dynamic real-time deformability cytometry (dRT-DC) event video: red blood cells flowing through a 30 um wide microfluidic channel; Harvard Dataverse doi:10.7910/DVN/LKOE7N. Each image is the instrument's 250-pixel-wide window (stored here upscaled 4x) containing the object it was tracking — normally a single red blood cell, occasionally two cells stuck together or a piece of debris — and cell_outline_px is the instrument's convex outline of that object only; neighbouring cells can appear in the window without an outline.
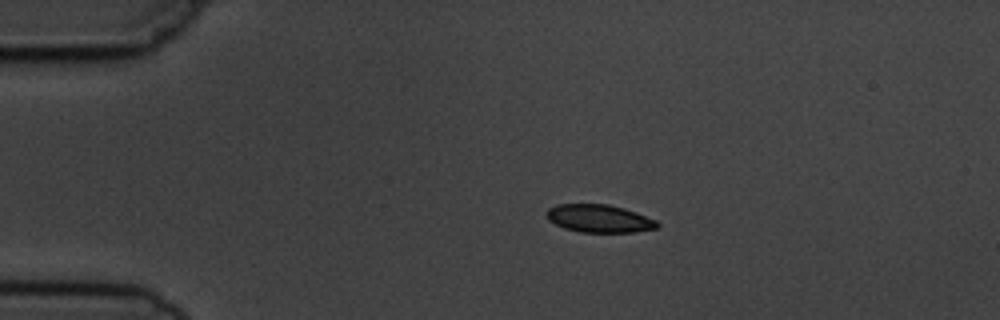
{"species": "common noctule bat (a hibernating species)", "species_latin": "Nyctalus noctula", "temperature_condition": "cold", "stored_images_in_passage": 6, "camera_frame_rate_fps": 3000, "um_per_image_px": 0.085, "animal": {"sex": "male", "body_mass_g": 19.5, "forearm_length_mm": 54.6}, "frame": {"image": 1, "passage_image": 4, "time_ms": 3.333, "image_size_px": [1000, 320], "cell_outline_px": [[660, 224], [656, 228], [632, 232], [580, 232], [564, 228], [548, 220], [544, 212], [548, 208], [560, 204], [608, 204], [624, 208], [636, 212], [656, 220]], "centroid_in_image_um": [50.9, 18.57], "position_along_channel_um": 34.1, "area_um2": 17.98}}
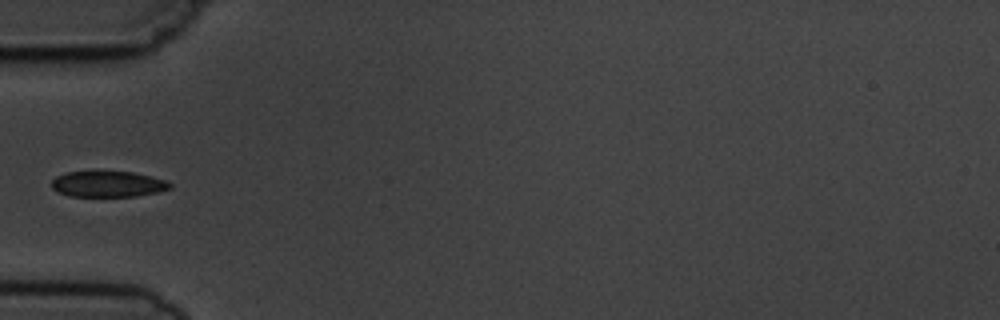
{"frame": {"image": 2, "passage_image": 6, "time_ms": 5.667, "image_size_px": [1000, 320], "cell_outline_px": [[172, 188], [156, 192], [136, 196], [68, 196], [52, 188], [52, 180], [56, 176], [64, 172], [132, 172], [152, 176], [164, 180], [172, 184]], "centroid_in_image_um": [9.17, 15.64], "position_along_channel_um": 75.8, "area_um2": 17.69}}